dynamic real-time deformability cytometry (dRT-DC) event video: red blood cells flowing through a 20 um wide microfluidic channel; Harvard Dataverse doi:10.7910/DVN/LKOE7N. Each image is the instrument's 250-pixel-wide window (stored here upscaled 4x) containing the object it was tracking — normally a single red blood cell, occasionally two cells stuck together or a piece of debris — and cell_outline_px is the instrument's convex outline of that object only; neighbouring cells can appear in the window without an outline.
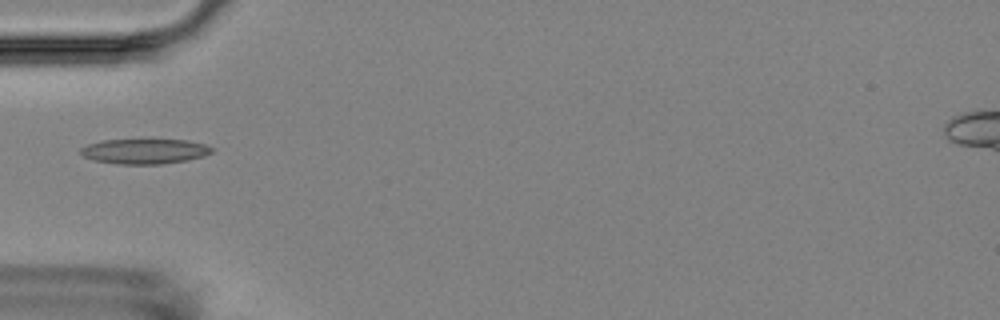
{"species": "Egyptian fruit bat (a non-hibernating species)", "species_latin": "Rousettus aegyptiacus", "temperature_condition": "room temperature", "stored_images_in_passage": 2, "camera_frame_rate_fps": 3000, "um_per_image_px": 0.085, "animal": {"sex": "female"}, "frame": {"image": 1, "passage_image": 2, "time_ms": 1.333, "image_size_px": [1000, 320], "cell_outline_px": [[212, 152], [204, 156], [188, 160], [160, 164], [120, 164], [92, 160], [84, 156], [80, 152], [80, 148], [88, 144], [100, 140], [188, 140], [204, 144], [212, 148]], "centroid_in_image_um": [12.27, 12.86], "position_along_channel_um": 72.7, "area_um2": 19.07}}